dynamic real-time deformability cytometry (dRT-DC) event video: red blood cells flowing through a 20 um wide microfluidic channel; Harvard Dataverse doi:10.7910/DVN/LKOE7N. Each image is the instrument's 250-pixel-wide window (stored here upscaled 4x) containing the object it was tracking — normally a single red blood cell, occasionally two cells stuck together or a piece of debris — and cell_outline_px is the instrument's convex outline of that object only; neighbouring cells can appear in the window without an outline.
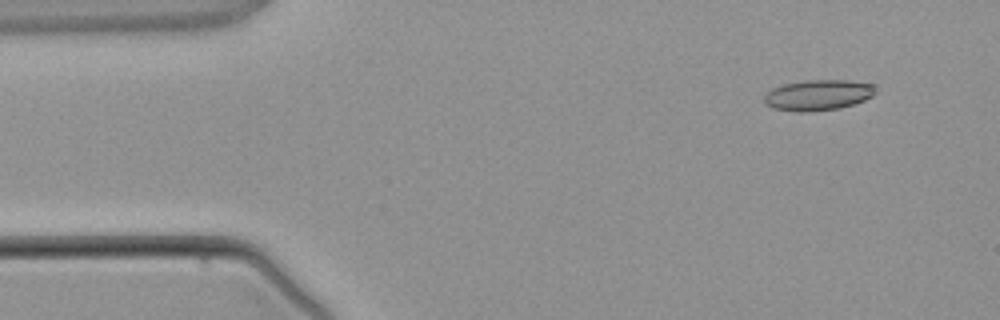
{"species": "common noctule bat (a hibernating species)", "species_latin": "Nyctalus noctula", "temperature_condition": "warm", "stored_images_in_passage": 4, "camera_frame_rate_fps": 3000, "um_per_image_px": 0.085, "animal": {"sex": "male", "body_mass_g": 21.5, "forearm_length_mm": 52.0}, "frame": {"image": 1, "passage_image": 2, "time_ms": 1.0, "image_size_px": [1000, 320], "cell_outline_px": [[876, 92], [872, 96], [864, 100], [840, 108], [812, 112], [796, 112], [772, 108], [764, 104], [764, 96], [772, 88], [784, 84], [808, 80], [848, 80], [876, 84]], "centroid_in_image_um": [69.54, 8.08], "position_along_channel_um": 15.5, "area_um2": 20.11}}
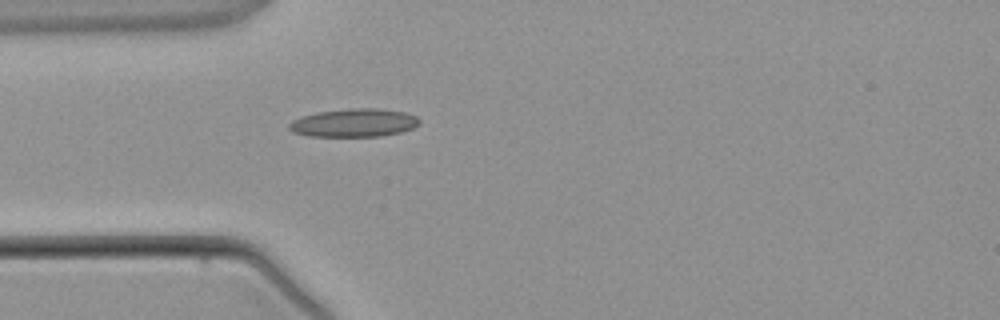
{"frame": {"image": 2, "passage_image": 4, "time_ms": 3.667, "image_size_px": [1000, 320], "cell_outline_px": [[420, 124], [412, 128], [400, 132], [380, 136], [308, 136], [292, 132], [288, 128], [288, 124], [292, 120], [300, 116], [316, 112], [352, 108], [376, 108], [404, 112], [416, 116], [420, 120]], "centroid_in_image_um": [30.05, 10.43], "position_along_channel_um": 54.9, "area_um2": 21.5}}